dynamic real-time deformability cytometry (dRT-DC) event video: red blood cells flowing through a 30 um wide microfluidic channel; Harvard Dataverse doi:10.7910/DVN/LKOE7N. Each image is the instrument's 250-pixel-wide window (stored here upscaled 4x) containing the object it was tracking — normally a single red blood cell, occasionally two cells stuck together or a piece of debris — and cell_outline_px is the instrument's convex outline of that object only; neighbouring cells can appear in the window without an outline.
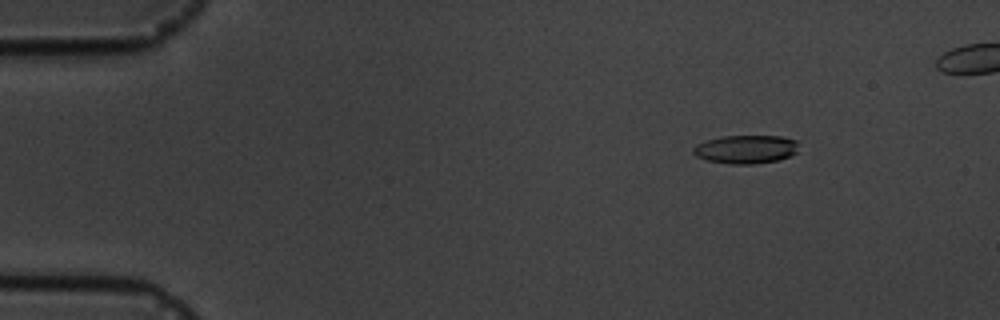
{"species": "common noctule bat (a hibernating species)", "species_latin": "Nyctalus noctula", "temperature_condition": "cold", "stored_images_in_passage": 6, "camera_frame_rate_fps": 3000, "um_per_image_px": 0.085, "animal": {"sex": "male", "body_mass_g": 19.5, "forearm_length_mm": 54.6}, "frame": {"image": 1, "passage_image": 3, "time_ms": 2.333, "image_size_px": [1000, 320], "cell_outline_px": [[796, 152], [788, 156], [776, 160], [752, 164], [728, 164], [708, 160], [696, 156], [692, 152], [692, 148], [696, 144], [708, 140], [724, 136], [784, 136], [796, 140]], "centroid_in_image_um": [63.36, 12.68], "position_along_channel_um": 21.6, "area_um2": 17.28}}